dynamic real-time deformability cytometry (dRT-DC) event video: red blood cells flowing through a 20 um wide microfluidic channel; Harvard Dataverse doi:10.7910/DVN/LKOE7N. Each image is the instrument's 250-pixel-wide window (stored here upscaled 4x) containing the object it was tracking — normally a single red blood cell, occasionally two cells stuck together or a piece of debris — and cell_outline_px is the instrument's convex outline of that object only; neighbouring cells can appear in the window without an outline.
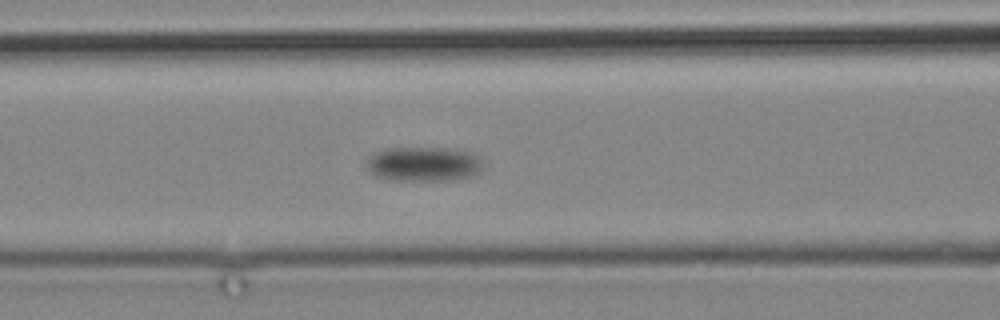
{"species": "common noctule bat (a hibernating species)", "species_latin": "Nyctalus noctula", "temperature_condition": "cold", "stored_images_in_passage": 14, "camera_frame_rate_fps": 3000, "um_per_image_px": 0.085, "animal": {"sex": "male", "body_mass_g": 19.2, "forearm_length_mm": 51.8}, "frame": {"image": 1, "passage_image": 14, "time_ms": 16.333, "image_size_px": [1000, 320], "cell_outline_px": [[484, 168], [480, 172], [472, 176], [452, 180], [396, 180], [376, 176], [368, 168], [368, 160], [376, 152], [384, 148], [456, 148], [476, 152], [484, 160]], "centroid_in_image_um": [36.16, 13.92], "position_along_channel_um": 130.4, "area_um2": 23.81}}